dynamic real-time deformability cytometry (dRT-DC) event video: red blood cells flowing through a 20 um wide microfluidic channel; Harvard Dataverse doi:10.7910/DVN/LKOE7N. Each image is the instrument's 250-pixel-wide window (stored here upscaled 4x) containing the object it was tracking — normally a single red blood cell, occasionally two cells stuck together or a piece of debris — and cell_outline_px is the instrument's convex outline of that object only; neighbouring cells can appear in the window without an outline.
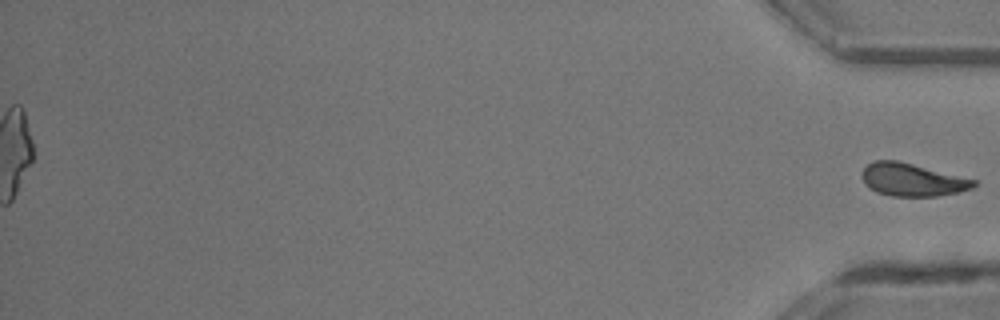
{"species": "common noctule bat (a hibernating species)", "species_latin": "Nyctalus noctula", "temperature_condition": "room temperature", "stored_images_in_passage": 36, "segment_of_instrument_passage": [2, 2], "camera_frame_rate_fps": 3000, "um_per_image_px": 0.085, "animal": {"sex": "male", "body_mass_g": 13.3}, "frame": {"image": 1, "passage_image": 36, "time_ms": 11.667, "image_size_px": [1000, 320], "cell_outline_px": [[976, 184], [972, 188], [960, 192], [936, 196], [892, 196], [876, 192], [864, 184], [864, 168], [872, 160], [896, 160], [976, 180]], "centroid_in_image_um": [77.54, 15.29], "position_along_channel_um": 357.7, "area_um2": 21.04}}